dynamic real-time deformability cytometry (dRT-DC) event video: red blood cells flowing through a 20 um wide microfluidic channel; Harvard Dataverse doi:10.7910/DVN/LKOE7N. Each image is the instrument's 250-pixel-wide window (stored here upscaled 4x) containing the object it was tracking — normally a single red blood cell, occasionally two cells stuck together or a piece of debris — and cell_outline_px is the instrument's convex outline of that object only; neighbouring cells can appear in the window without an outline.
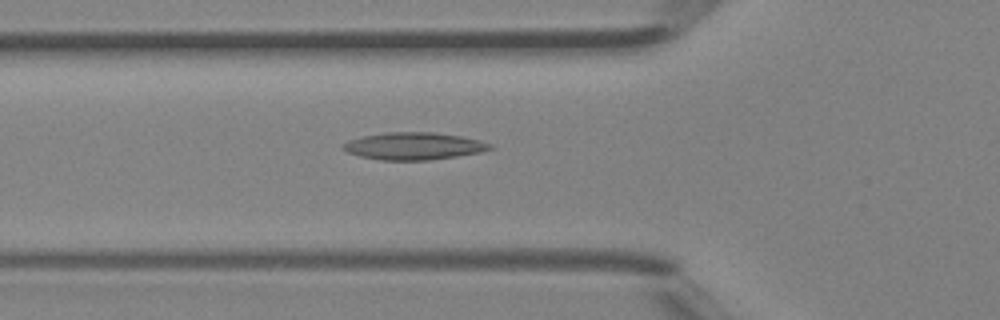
{"species": "Egyptian fruit bat (a non-hibernating species)", "species_latin": "Rousettus aegyptiacus", "temperature_condition": "room temperature", "stored_images_in_passage": 32, "camera_frame_rate_fps": 3000, "um_per_image_px": 0.085, "animal": {"sex": "female"}, "frame": {"image": 1, "passage_image": 3, "time_ms": 0.667, "image_size_px": [1000, 320], "cell_outline_px": [[492, 148], [480, 152], [456, 156], [428, 160], [380, 160], [360, 156], [348, 152], [344, 148], [344, 144], [348, 140], [364, 136], [384, 132], [432, 132], [460, 136], [480, 140], [492, 144]], "centroid_in_image_um": [35.18, 12.41], "position_along_channel_um": 90.6, "area_um2": 23.12}}
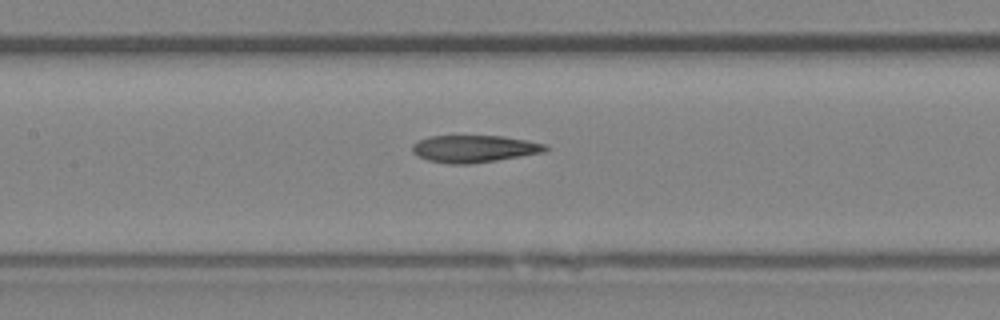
{"frame": {"image": 2, "passage_image": 8, "time_ms": 2.333, "image_size_px": [1000, 320], "cell_outline_px": [[548, 148], [544, 152], [496, 160], [468, 164], [448, 164], [428, 160], [412, 152], [412, 144], [428, 136], [504, 136], [544, 144]], "centroid_in_image_um": [40.27, 12.64], "position_along_channel_um": 167.1, "area_um2": 20.81}}
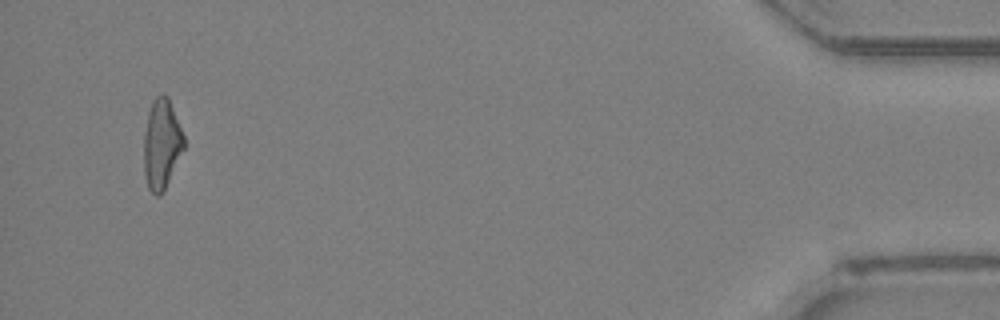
{"frame": {"image": 3, "passage_image": 30, "time_ms": 9.667, "image_size_px": [1000, 320], "cell_outline_px": [[184, 148], [164, 188], [156, 196], [148, 188], [144, 176], [144, 132], [148, 112], [152, 100], [156, 96], [164, 92], [168, 96], [184, 136]], "centroid_in_image_um": [13.72, 12.18], "position_along_channel_um": 421.5, "area_um2": 20.75}, "authors_computed_cell_mechanics": {"area_um2": 20.7502, "velocity_mm_per_s": 4.5889, "shape_relaxation_time_tau1_ms": null, "shape_relaxation_time_tau2_ms": 6.1721, "deformation_change_tau1": null, "deformation_change_tau2": 0.2108}}